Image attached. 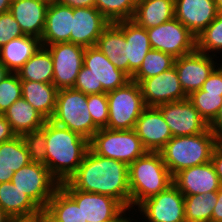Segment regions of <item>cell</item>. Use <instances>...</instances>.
<instances>
[{
	"instance_id": "1",
	"label": "cell",
	"mask_w": 222,
	"mask_h": 222,
	"mask_svg": "<svg viewBox=\"0 0 222 222\" xmlns=\"http://www.w3.org/2000/svg\"><path fill=\"white\" fill-rule=\"evenodd\" d=\"M67 182L80 191L111 196L130 208L128 165L97 155L90 148Z\"/></svg>"
},
{
	"instance_id": "2",
	"label": "cell",
	"mask_w": 222,
	"mask_h": 222,
	"mask_svg": "<svg viewBox=\"0 0 222 222\" xmlns=\"http://www.w3.org/2000/svg\"><path fill=\"white\" fill-rule=\"evenodd\" d=\"M41 129L46 138V166L59 183L65 182L82 163L89 140L51 120H46Z\"/></svg>"
},
{
	"instance_id": "3",
	"label": "cell",
	"mask_w": 222,
	"mask_h": 222,
	"mask_svg": "<svg viewBox=\"0 0 222 222\" xmlns=\"http://www.w3.org/2000/svg\"><path fill=\"white\" fill-rule=\"evenodd\" d=\"M130 208L134 211L143 201L173 184V176L160 152H147L128 166ZM135 206V207H134Z\"/></svg>"
},
{
	"instance_id": "4",
	"label": "cell",
	"mask_w": 222,
	"mask_h": 222,
	"mask_svg": "<svg viewBox=\"0 0 222 222\" xmlns=\"http://www.w3.org/2000/svg\"><path fill=\"white\" fill-rule=\"evenodd\" d=\"M217 146L218 140L208 127L197 135L172 137L160 153L174 176L183 169L209 163Z\"/></svg>"
},
{
	"instance_id": "5",
	"label": "cell",
	"mask_w": 222,
	"mask_h": 222,
	"mask_svg": "<svg viewBox=\"0 0 222 222\" xmlns=\"http://www.w3.org/2000/svg\"><path fill=\"white\" fill-rule=\"evenodd\" d=\"M50 120L89 141L99 130L89 113L87 95L73 88L58 90L55 111Z\"/></svg>"
},
{
	"instance_id": "6",
	"label": "cell",
	"mask_w": 222,
	"mask_h": 222,
	"mask_svg": "<svg viewBox=\"0 0 222 222\" xmlns=\"http://www.w3.org/2000/svg\"><path fill=\"white\" fill-rule=\"evenodd\" d=\"M89 148L97 155L121 161L128 166L148 152L134 129L100 128L89 141Z\"/></svg>"
},
{
	"instance_id": "7",
	"label": "cell",
	"mask_w": 222,
	"mask_h": 222,
	"mask_svg": "<svg viewBox=\"0 0 222 222\" xmlns=\"http://www.w3.org/2000/svg\"><path fill=\"white\" fill-rule=\"evenodd\" d=\"M109 116L107 127L111 130L134 129L137 119L146 108L140 85L130 80L124 86L107 92Z\"/></svg>"
},
{
	"instance_id": "8",
	"label": "cell",
	"mask_w": 222,
	"mask_h": 222,
	"mask_svg": "<svg viewBox=\"0 0 222 222\" xmlns=\"http://www.w3.org/2000/svg\"><path fill=\"white\" fill-rule=\"evenodd\" d=\"M134 211L135 222H186L184 195L174 184L143 201Z\"/></svg>"
},
{
	"instance_id": "9",
	"label": "cell",
	"mask_w": 222,
	"mask_h": 222,
	"mask_svg": "<svg viewBox=\"0 0 222 222\" xmlns=\"http://www.w3.org/2000/svg\"><path fill=\"white\" fill-rule=\"evenodd\" d=\"M12 183L28 195L43 211L60 183L44 164L30 162L14 172Z\"/></svg>"
},
{
	"instance_id": "10",
	"label": "cell",
	"mask_w": 222,
	"mask_h": 222,
	"mask_svg": "<svg viewBox=\"0 0 222 222\" xmlns=\"http://www.w3.org/2000/svg\"><path fill=\"white\" fill-rule=\"evenodd\" d=\"M146 31L152 49L170 54L174 58L196 50V37L175 17Z\"/></svg>"
},
{
	"instance_id": "11",
	"label": "cell",
	"mask_w": 222,
	"mask_h": 222,
	"mask_svg": "<svg viewBox=\"0 0 222 222\" xmlns=\"http://www.w3.org/2000/svg\"><path fill=\"white\" fill-rule=\"evenodd\" d=\"M53 61V85L59 90L73 88L83 65L85 48L71 42L45 46Z\"/></svg>"
},
{
	"instance_id": "12",
	"label": "cell",
	"mask_w": 222,
	"mask_h": 222,
	"mask_svg": "<svg viewBox=\"0 0 222 222\" xmlns=\"http://www.w3.org/2000/svg\"><path fill=\"white\" fill-rule=\"evenodd\" d=\"M219 65L220 58L197 50L176 58L174 62L181 86L188 96L192 92L200 90L204 82Z\"/></svg>"
},
{
	"instance_id": "13",
	"label": "cell",
	"mask_w": 222,
	"mask_h": 222,
	"mask_svg": "<svg viewBox=\"0 0 222 222\" xmlns=\"http://www.w3.org/2000/svg\"><path fill=\"white\" fill-rule=\"evenodd\" d=\"M157 108L161 111L173 137L197 135L209 127L188 98L164 103Z\"/></svg>"
},
{
	"instance_id": "14",
	"label": "cell",
	"mask_w": 222,
	"mask_h": 222,
	"mask_svg": "<svg viewBox=\"0 0 222 222\" xmlns=\"http://www.w3.org/2000/svg\"><path fill=\"white\" fill-rule=\"evenodd\" d=\"M139 85L146 107H157L188 98L181 86L175 66L162 74L143 79Z\"/></svg>"
},
{
	"instance_id": "15",
	"label": "cell",
	"mask_w": 222,
	"mask_h": 222,
	"mask_svg": "<svg viewBox=\"0 0 222 222\" xmlns=\"http://www.w3.org/2000/svg\"><path fill=\"white\" fill-rule=\"evenodd\" d=\"M60 186L81 207L83 222H102L113 219L124 206L111 196L74 189L67 181Z\"/></svg>"
},
{
	"instance_id": "16",
	"label": "cell",
	"mask_w": 222,
	"mask_h": 222,
	"mask_svg": "<svg viewBox=\"0 0 222 222\" xmlns=\"http://www.w3.org/2000/svg\"><path fill=\"white\" fill-rule=\"evenodd\" d=\"M83 65L91 70L95 77V94L113 91L131 80L95 46L85 48Z\"/></svg>"
},
{
	"instance_id": "17",
	"label": "cell",
	"mask_w": 222,
	"mask_h": 222,
	"mask_svg": "<svg viewBox=\"0 0 222 222\" xmlns=\"http://www.w3.org/2000/svg\"><path fill=\"white\" fill-rule=\"evenodd\" d=\"M134 130L148 152H160L173 137L157 107H146L137 119Z\"/></svg>"
},
{
	"instance_id": "18",
	"label": "cell",
	"mask_w": 222,
	"mask_h": 222,
	"mask_svg": "<svg viewBox=\"0 0 222 222\" xmlns=\"http://www.w3.org/2000/svg\"><path fill=\"white\" fill-rule=\"evenodd\" d=\"M73 16L71 43L84 48L95 46L111 24L96 7L73 8Z\"/></svg>"
},
{
	"instance_id": "19",
	"label": "cell",
	"mask_w": 222,
	"mask_h": 222,
	"mask_svg": "<svg viewBox=\"0 0 222 222\" xmlns=\"http://www.w3.org/2000/svg\"><path fill=\"white\" fill-rule=\"evenodd\" d=\"M173 184L183 195L215 192L222 186L211 161L179 171L173 176Z\"/></svg>"
},
{
	"instance_id": "20",
	"label": "cell",
	"mask_w": 222,
	"mask_h": 222,
	"mask_svg": "<svg viewBox=\"0 0 222 222\" xmlns=\"http://www.w3.org/2000/svg\"><path fill=\"white\" fill-rule=\"evenodd\" d=\"M175 18L195 37L216 18L215 0H174Z\"/></svg>"
},
{
	"instance_id": "21",
	"label": "cell",
	"mask_w": 222,
	"mask_h": 222,
	"mask_svg": "<svg viewBox=\"0 0 222 222\" xmlns=\"http://www.w3.org/2000/svg\"><path fill=\"white\" fill-rule=\"evenodd\" d=\"M73 8L58 2L49 4L41 37L42 46L71 42Z\"/></svg>"
},
{
	"instance_id": "22",
	"label": "cell",
	"mask_w": 222,
	"mask_h": 222,
	"mask_svg": "<svg viewBox=\"0 0 222 222\" xmlns=\"http://www.w3.org/2000/svg\"><path fill=\"white\" fill-rule=\"evenodd\" d=\"M49 4L41 0H13L9 12L24 35L41 39Z\"/></svg>"
},
{
	"instance_id": "23",
	"label": "cell",
	"mask_w": 222,
	"mask_h": 222,
	"mask_svg": "<svg viewBox=\"0 0 222 222\" xmlns=\"http://www.w3.org/2000/svg\"><path fill=\"white\" fill-rule=\"evenodd\" d=\"M123 31L126 45V61H129V77L139 70L142 61L147 53L152 49L147 31L144 27L139 26L132 19L115 22Z\"/></svg>"
},
{
	"instance_id": "24",
	"label": "cell",
	"mask_w": 222,
	"mask_h": 222,
	"mask_svg": "<svg viewBox=\"0 0 222 222\" xmlns=\"http://www.w3.org/2000/svg\"><path fill=\"white\" fill-rule=\"evenodd\" d=\"M41 46V40L33 36L14 38L0 48V62L11 73H17Z\"/></svg>"
},
{
	"instance_id": "25",
	"label": "cell",
	"mask_w": 222,
	"mask_h": 222,
	"mask_svg": "<svg viewBox=\"0 0 222 222\" xmlns=\"http://www.w3.org/2000/svg\"><path fill=\"white\" fill-rule=\"evenodd\" d=\"M0 207L11 217H31L43 210L12 181L0 183Z\"/></svg>"
},
{
	"instance_id": "26",
	"label": "cell",
	"mask_w": 222,
	"mask_h": 222,
	"mask_svg": "<svg viewBox=\"0 0 222 222\" xmlns=\"http://www.w3.org/2000/svg\"><path fill=\"white\" fill-rule=\"evenodd\" d=\"M30 162L22 136L0 143V183L11 182L14 172Z\"/></svg>"
},
{
	"instance_id": "27",
	"label": "cell",
	"mask_w": 222,
	"mask_h": 222,
	"mask_svg": "<svg viewBox=\"0 0 222 222\" xmlns=\"http://www.w3.org/2000/svg\"><path fill=\"white\" fill-rule=\"evenodd\" d=\"M174 0H136L133 16L139 26L149 29L175 17Z\"/></svg>"
},
{
	"instance_id": "28",
	"label": "cell",
	"mask_w": 222,
	"mask_h": 222,
	"mask_svg": "<svg viewBox=\"0 0 222 222\" xmlns=\"http://www.w3.org/2000/svg\"><path fill=\"white\" fill-rule=\"evenodd\" d=\"M22 97L46 120L55 111L58 89L49 83L21 81Z\"/></svg>"
},
{
	"instance_id": "29",
	"label": "cell",
	"mask_w": 222,
	"mask_h": 222,
	"mask_svg": "<svg viewBox=\"0 0 222 222\" xmlns=\"http://www.w3.org/2000/svg\"><path fill=\"white\" fill-rule=\"evenodd\" d=\"M3 115L16 136L39 130L46 121L23 97L14 102Z\"/></svg>"
},
{
	"instance_id": "30",
	"label": "cell",
	"mask_w": 222,
	"mask_h": 222,
	"mask_svg": "<svg viewBox=\"0 0 222 222\" xmlns=\"http://www.w3.org/2000/svg\"><path fill=\"white\" fill-rule=\"evenodd\" d=\"M126 40L123 31L111 23L98 38L95 47L117 68L129 76V61L125 55Z\"/></svg>"
},
{
	"instance_id": "31",
	"label": "cell",
	"mask_w": 222,
	"mask_h": 222,
	"mask_svg": "<svg viewBox=\"0 0 222 222\" xmlns=\"http://www.w3.org/2000/svg\"><path fill=\"white\" fill-rule=\"evenodd\" d=\"M47 222H83L81 207L59 186L44 210Z\"/></svg>"
},
{
	"instance_id": "32",
	"label": "cell",
	"mask_w": 222,
	"mask_h": 222,
	"mask_svg": "<svg viewBox=\"0 0 222 222\" xmlns=\"http://www.w3.org/2000/svg\"><path fill=\"white\" fill-rule=\"evenodd\" d=\"M53 72L52 56L46 47L41 46L17 74L21 81L53 84Z\"/></svg>"
},
{
	"instance_id": "33",
	"label": "cell",
	"mask_w": 222,
	"mask_h": 222,
	"mask_svg": "<svg viewBox=\"0 0 222 222\" xmlns=\"http://www.w3.org/2000/svg\"><path fill=\"white\" fill-rule=\"evenodd\" d=\"M217 191L206 194L184 195L186 222H211Z\"/></svg>"
},
{
	"instance_id": "34",
	"label": "cell",
	"mask_w": 222,
	"mask_h": 222,
	"mask_svg": "<svg viewBox=\"0 0 222 222\" xmlns=\"http://www.w3.org/2000/svg\"><path fill=\"white\" fill-rule=\"evenodd\" d=\"M175 59L172 55L159 50L151 49L145 56L139 70L132 76L131 80L138 84L143 80L162 74L174 67Z\"/></svg>"
},
{
	"instance_id": "35",
	"label": "cell",
	"mask_w": 222,
	"mask_h": 222,
	"mask_svg": "<svg viewBox=\"0 0 222 222\" xmlns=\"http://www.w3.org/2000/svg\"><path fill=\"white\" fill-rule=\"evenodd\" d=\"M196 50L210 56L221 58L222 12H218L216 18L196 37Z\"/></svg>"
},
{
	"instance_id": "36",
	"label": "cell",
	"mask_w": 222,
	"mask_h": 222,
	"mask_svg": "<svg viewBox=\"0 0 222 222\" xmlns=\"http://www.w3.org/2000/svg\"><path fill=\"white\" fill-rule=\"evenodd\" d=\"M95 7L110 22L133 19L136 0H95Z\"/></svg>"
},
{
	"instance_id": "37",
	"label": "cell",
	"mask_w": 222,
	"mask_h": 222,
	"mask_svg": "<svg viewBox=\"0 0 222 222\" xmlns=\"http://www.w3.org/2000/svg\"><path fill=\"white\" fill-rule=\"evenodd\" d=\"M188 99L208 125L215 119L222 106V93H207L200 89L192 92Z\"/></svg>"
},
{
	"instance_id": "38",
	"label": "cell",
	"mask_w": 222,
	"mask_h": 222,
	"mask_svg": "<svg viewBox=\"0 0 222 222\" xmlns=\"http://www.w3.org/2000/svg\"><path fill=\"white\" fill-rule=\"evenodd\" d=\"M21 97V80L17 73H10L9 76L0 83V114H4L7 109Z\"/></svg>"
},
{
	"instance_id": "39",
	"label": "cell",
	"mask_w": 222,
	"mask_h": 222,
	"mask_svg": "<svg viewBox=\"0 0 222 222\" xmlns=\"http://www.w3.org/2000/svg\"><path fill=\"white\" fill-rule=\"evenodd\" d=\"M30 161L46 166V138L42 129L27 132L22 135Z\"/></svg>"
},
{
	"instance_id": "40",
	"label": "cell",
	"mask_w": 222,
	"mask_h": 222,
	"mask_svg": "<svg viewBox=\"0 0 222 222\" xmlns=\"http://www.w3.org/2000/svg\"><path fill=\"white\" fill-rule=\"evenodd\" d=\"M87 105L93 123L100 129L106 128L109 116L107 93L87 95Z\"/></svg>"
},
{
	"instance_id": "41",
	"label": "cell",
	"mask_w": 222,
	"mask_h": 222,
	"mask_svg": "<svg viewBox=\"0 0 222 222\" xmlns=\"http://www.w3.org/2000/svg\"><path fill=\"white\" fill-rule=\"evenodd\" d=\"M21 36H24V33L13 15L9 11L0 14V48Z\"/></svg>"
},
{
	"instance_id": "42",
	"label": "cell",
	"mask_w": 222,
	"mask_h": 222,
	"mask_svg": "<svg viewBox=\"0 0 222 222\" xmlns=\"http://www.w3.org/2000/svg\"><path fill=\"white\" fill-rule=\"evenodd\" d=\"M91 72V70L82 65L73 89L86 95L95 94V77Z\"/></svg>"
},
{
	"instance_id": "43",
	"label": "cell",
	"mask_w": 222,
	"mask_h": 222,
	"mask_svg": "<svg viewBox=\"0 0 222 222\" xmlns=\"http://www.w3.org/2000/svg\"><path fill=\"white\" fill-rule=\"evenodd\" d=\"M207 93H222V65L220 64L201 87Z\"/></svg>"
},
{
	"instance_id": "44",
	"label": "cell",
	"mask_w": 222,
	"mask_h": 222,
	"mask_svg": "<svg viewBox=\"0 0 222 222\" xmlns=\"http://www.w3.org/2000/svg\"><path fill=\"white\" fill-rule=\"evenodd\" d=\"M16 134L13 132L9 122L0 114V143L13 139Z\"/></svg>"
},
{
	"instance_id": "45",
	"label": "cell",
	"mask_w": 222,
	"mask_h": 222,
	"mask_svg": "<svg viewBox=\"0 0 222 222\" xmlns=\"http://www.w3.org/2000/svg\"><path fill=\"white\" fill-rule=\"evenodd\" d=\"M133 213L134 211L131 208L124 207L113 219H109L102 222H135V218H134L135 214Z\"/></svg>"
},
{
	"instance_id": "46",
	"label": "cell",
	"mask_w": 222,
	"mask_h": 222,
	"mask_svg": "<svg viewBox=\"0 0 222 222\" xmlns=\"http://www.w3.org/2000/svg\"><path fill=\"white\" fill-rule=\"evenodd\" d=\"M211 162L213 163L218 178L222 183V149L219 146L214 149Z\"/></svg>"
},
{
	"instance_id": "47",
	"label": "cell",
	"mask_w": 222,
	"mask_h": 222,
	"mask_svg": "<svg viewBox=\"0 0 222 222\" xmlns=\"http://www.w3.org/2000/svg\"><path fill=\"white\" fill-rule=\"evenodd\" d=\"M211 132L215 135L217 140L222 137V106L215 119L209 124Z\"/></svg>"
},
{
	"instance_id": "48",
	"label": "cell",
	"mask_w": 222,
	"mask_h": 222,
	"mask_svg": "<svg viewBox=\"0 0 222 222\" xmlns=\"http://www.w3.org/2000/svg\"><path fill=\"white\" fill-rule=\"evenodd\" d=\"M211 222H222V186L217 191V202L213 209Z\"/></svg>"
},
{
	"instance_id": "49",
	"label": "cell",
	"mask_w": 222,
	"mask_h": 222,
	"mask_svg": "<svg viewBox=\"0 0 222 222\" xmlns=\"http://www.w3.org/2000/svg\"><path fill=\"white\" fill-rule=\"evenodd\" d=\"M57 2L71 8L95 7V0H57Z\"/></svg>"
},
{
	"instance_id": "50",
	"label": "cell",
	"mask_w": 222,
	"mask_h": 222,
	"mask_svg": "<svg viewBox=\"0 0 222 222\" xmlns=\"http://www.w3.org/2000/svg\"><path fill=\"white\" fill-rule=\"evenodd\" d=\"M9 222H47V219L43 211L31 217L11 218Z\"/></svg>"
},
{
	"instance_id": "51",
	"label": "cell",
	"mask_w": 222,
	"mask_h": 222,
	"mask_svg": "<svg viewBox=\"0 0 222 222\" xmlns=\"http://www.w3.org/2000/svg\"><path fill=\"white\" fill-rule=\"evenodd\" d=\"M11 0H0V14L8 12L10 9Z\"/></svg>"
},
{
	"instance_id": "52",
	"label": "cell",
	"mask_w": 222,
	"mask_h": 222,
	"mask_svg": "<svg viewBox=\"0 0 222 222\" xmlns=\"http://www.w3.org/2000/svg\"><path fill=\"white\" fill-rule=\"evenodd\" d=\"M11 72L0 62V83L9 76Z\"/></svg>"
},
{
	"instance_id": "53",
	"label": "cell",
	"mask_w": 222,
	"mask_h": 222,
	"mask_svg": "<svg viewBox=\"0 0 222 222\" xmlns=\"http://www.w3.org/2000/svg\"><path fill=\"white\" fill-rule=\"evenodd\" d=\"M11 217L0 207V222H9Z\"/></svg>"
},
{
	"instance_id": "54",
	"label": "cell",
	"mask_w": 222,
	"mask_h": 222,
	"mask_svg": "<svg viewBox=\"0 0 222 222\" xmlns=\"http://www.w3.org/2000/svg\"><path fill=\"white\" fill-rule=\"evenodd\" d=\"M218 12H222V0H215Z\"/></svg>"
},
{
	"instance_id": "55",
	"label": "cell",
	"mask_w": 222,
	"mask_h": 222,
	"mask_svg": "<svg viewBox=\"0 0 222 222\" xmlns=\"http://www.w3.org/2000/svg\"><path fill=\"white\" fill-rule=\"evenodd\" d=\"M41 1H44L48 4H52L53 2H57V0H41Z\"/></svg>"
},
{
	"instance_id": "56",
	"label": "cell",
	"mask_w": 222,
	"mask_h": 222,
	"mask_svg": "<svg viewBox=\"0 0 222 222\" xmlns=\"http://www.w3.org/2000/svg\"><path fill=\"white\" fill-rule=\"evenodd\" d=\"M218 146L222 149V137L218 140Z\"/></svg>"
}]
</instances>
